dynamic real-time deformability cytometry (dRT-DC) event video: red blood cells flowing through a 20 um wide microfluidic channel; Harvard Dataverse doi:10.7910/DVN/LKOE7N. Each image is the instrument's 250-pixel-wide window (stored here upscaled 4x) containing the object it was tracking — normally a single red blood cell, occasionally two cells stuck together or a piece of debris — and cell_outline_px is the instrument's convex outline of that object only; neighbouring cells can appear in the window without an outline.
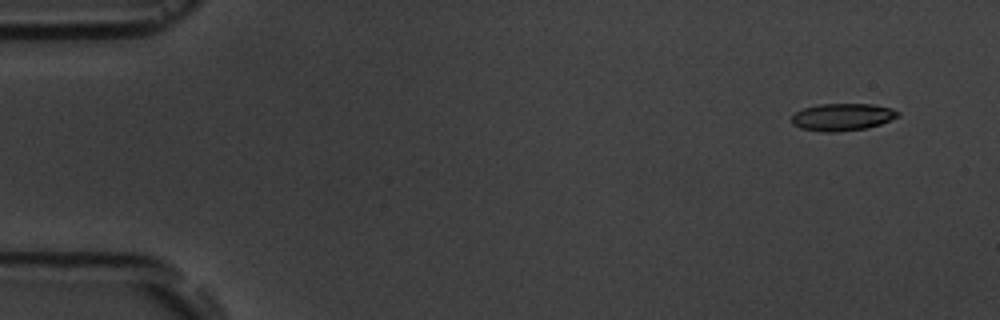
{"species": "common noctule bat (a hibernating species)", "species_latin": "Nyctalus noctula", "temperature_condition": "room temperature", "stored_images_in_passage": 5, "camera_frame_rate_fps": 3000, "um_per_image_px": 0.085, "animal": {"sex": "male", "body_mass_g": 19.5, "forearm_length_mm": 54.6}, "frame": {"image": 1, "passage_image": 1, "time_ms": 0.0, "image_size_px": [1000, 320], "cell_outline_px": [[900, 116], [880, 124], [864, 128], [836, 132], [824, 132], [800, 128], [792, 124], [792, 116], [796, 112], [804, 108], [816, 104], [872, 104], [892, 108], [900, 112]], "centroid_in_image_um": [71.6, 9.94], "position_along_channel_um": 13.4, "area_um2": 16.88}}
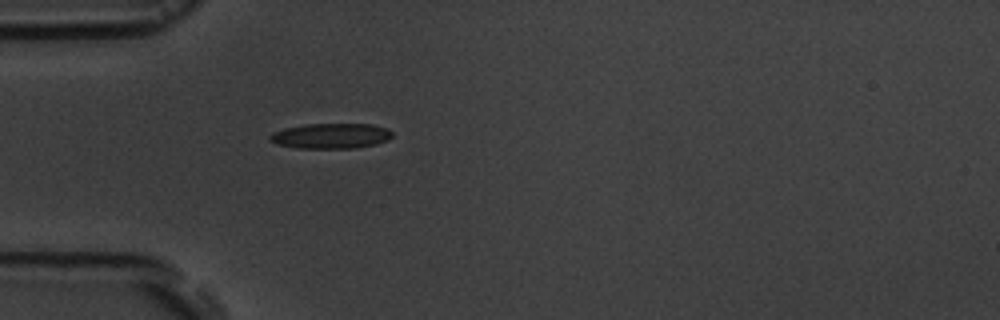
{"frame": {"image": 2, "passage_image": 5, "time_ms": 4.333, "image_size_px": [1000, 320], "cell_outline_px": [[392, 136], [388, 140], [376, 144], [356, 148], [296, 148], [276, 144], [268, 136], [272, 132], [284, 128], [304, 124], [372, 124], [388, 128], [392, 132]], "centroid_in_image_um": [28.14, 11.55], "position_along_channel_um": 56.9, "area_um2": 18.15}}